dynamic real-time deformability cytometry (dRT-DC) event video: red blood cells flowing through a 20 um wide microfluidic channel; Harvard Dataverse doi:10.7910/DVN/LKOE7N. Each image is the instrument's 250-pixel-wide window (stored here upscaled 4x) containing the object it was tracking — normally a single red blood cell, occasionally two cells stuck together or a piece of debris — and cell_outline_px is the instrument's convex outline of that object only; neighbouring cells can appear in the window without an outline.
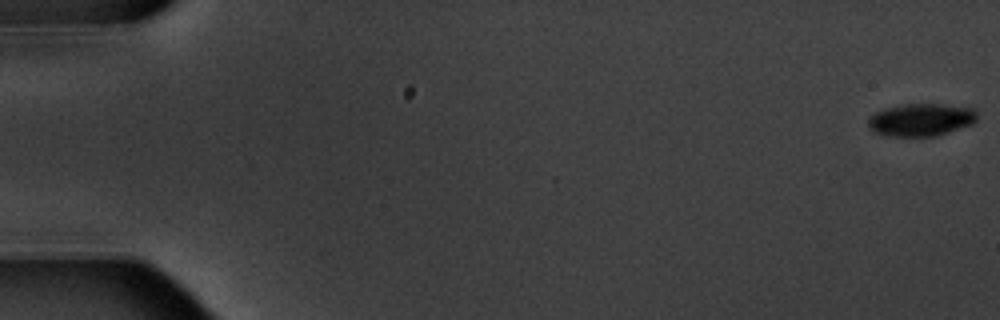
{"species": "common noctule bat (a hibernating species)", "species_latin": "Nyctalus noctula", "temperature_condition": "warm", "stored_images_in_passage": 6, "segment_of_instrument_passage": [1, 2], "camera_frame_rate_fps": 3000, "um_per_image_px": 0.085, "animal": {"sex": "male", "body_mass_g": 20.1, "forearm_length_mm": 53.5}, "frame": {"image": 1, "passage_image": 1, "time_ms": 0.0, "image_size_px": [1000, 320], "cell_outline_px": [[976, 120], [972, 124], [936, 136], [888, 136], [872, 132], [868, 128], [868, 116], [884, 108], [900, 104], [936, 104], [972, 108], [976, 112]], "centroid_in_image_um": [78.21, 10.18], "position_along_channel_um": 6.8, "area_um2": 20.75}}